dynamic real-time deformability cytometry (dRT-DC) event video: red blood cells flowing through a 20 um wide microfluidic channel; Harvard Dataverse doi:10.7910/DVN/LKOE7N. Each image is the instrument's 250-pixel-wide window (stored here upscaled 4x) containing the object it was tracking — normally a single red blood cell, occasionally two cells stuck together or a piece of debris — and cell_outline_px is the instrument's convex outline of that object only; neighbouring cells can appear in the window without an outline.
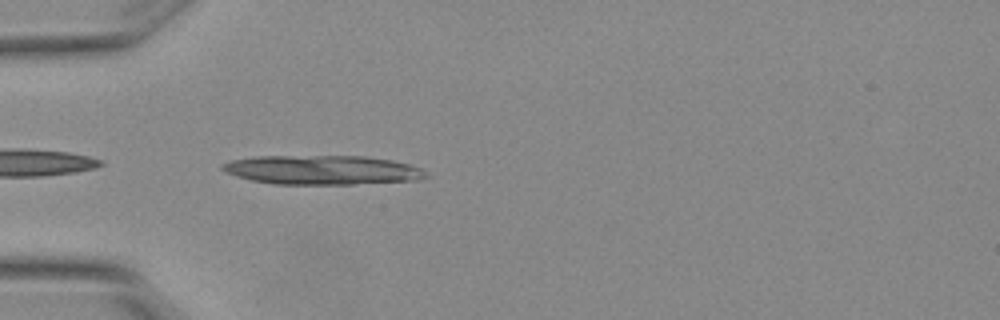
{"species": "Egyptian fruit bat (a non-hibernating species)", "species_latin": "Rousettus aegyptiacus", "temperature_condition": "warm", "stored_images_in_passage": 4, "camera_frame_rate_fps": 3000, "um_per_image_px": 0.085, "animal": {"sex": "female"}, "frame": {"image": 1, "passage_image": 4, "time_ms": 1.0, "image_size_px": [1000, 320], "cell_outline_px": [[432, 176], [420, 180], [352, 184], [276, 184], [252, 180], [236, 176], [220, 168], [220, 164], [232, 160], [256, 156], [364, 156], [392, 160], [408, 164], [420, 168]], "centroid_in_image_um": [27.43, 14.44], "position_along_channel_um": 57.6, "area_um2": 34.74}}